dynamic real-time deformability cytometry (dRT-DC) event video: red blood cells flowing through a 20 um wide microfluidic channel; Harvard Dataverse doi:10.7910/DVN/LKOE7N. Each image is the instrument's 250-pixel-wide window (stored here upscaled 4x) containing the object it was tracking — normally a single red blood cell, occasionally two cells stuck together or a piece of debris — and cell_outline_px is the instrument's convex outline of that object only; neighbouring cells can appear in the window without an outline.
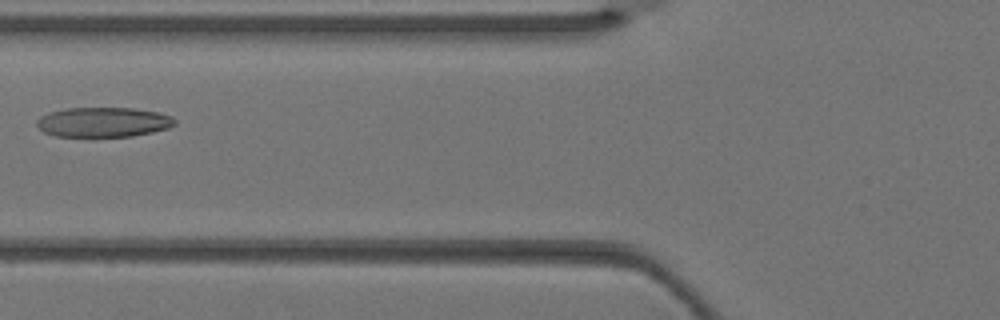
{"species": "Egyptian fruit bat (a non-hibernating species)", "species_latin": "Rousettus aegyptiacus", "temperature_condition": "warm", "stored_images_in_passage": 3, "camera_frame_rate_fps": 3000, "um_per_image_px": 0.085, "animal": {"sex": "female"}, "frame": {"image": 1, "passage_image": 3, "time_ms": 0.667, "image_size_px": [1000, 320], "cell_outline_px": [[176, 124], [168, 128], [152, 132], [132, 136], [56, 136], [44, 132], [36, 124], [36, 120], [40, 116], [48, 112], [64, 108], [132, 108], [160, 112], [172, 116], [176, 120]], "centroid_in_image_um": [8.79, 10.37], "position_along_channel_um": 117.0, "area_um2": 24.04}}